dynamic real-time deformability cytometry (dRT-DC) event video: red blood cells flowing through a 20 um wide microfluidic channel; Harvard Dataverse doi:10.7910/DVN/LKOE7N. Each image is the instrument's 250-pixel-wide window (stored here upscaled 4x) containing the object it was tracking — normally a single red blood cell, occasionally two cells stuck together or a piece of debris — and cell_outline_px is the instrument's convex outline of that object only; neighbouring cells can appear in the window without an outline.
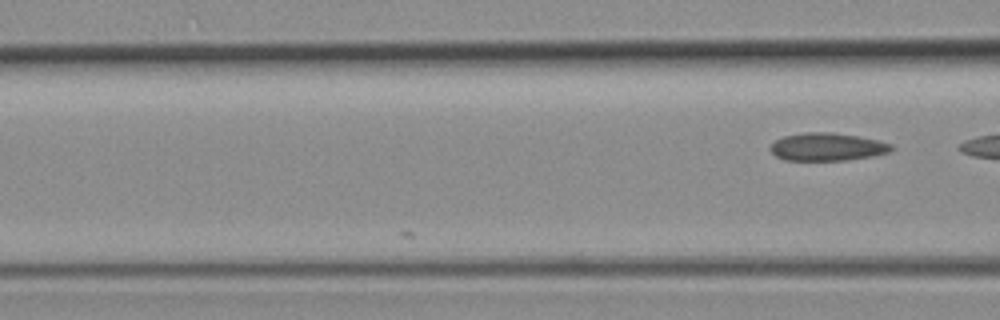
{"species": "common noctule bat (a hibernating species)", "species_latin": "Nyctalus noctula", "temperature_condition": "room temperature", "stored_images_in_passage": 7, "camera_frame_rate_fps": 3000, "um_per_image_px": 0.085, "animal": {"sex": "female", "body_mass_g": 19.3, "forearm_length_mm": 54.1}, "frame": {"image": 1, "passage_image": 7, "time_ms": 2.0, "image_size_px": [1000, 320], "cell_outline_px": [[892, 148], [888, 152], [872, 156], [848, 160], [784, 160], [776, 156], [768, 148], [776, 140], [784, 136], [804, 132], [832, 132], [856, 136], [876, 140], [892, 144]], "centroid_in_image_um": [70.27, 12.48], "position_along_channel_um": 96.3, "area_um2": 19.48}}